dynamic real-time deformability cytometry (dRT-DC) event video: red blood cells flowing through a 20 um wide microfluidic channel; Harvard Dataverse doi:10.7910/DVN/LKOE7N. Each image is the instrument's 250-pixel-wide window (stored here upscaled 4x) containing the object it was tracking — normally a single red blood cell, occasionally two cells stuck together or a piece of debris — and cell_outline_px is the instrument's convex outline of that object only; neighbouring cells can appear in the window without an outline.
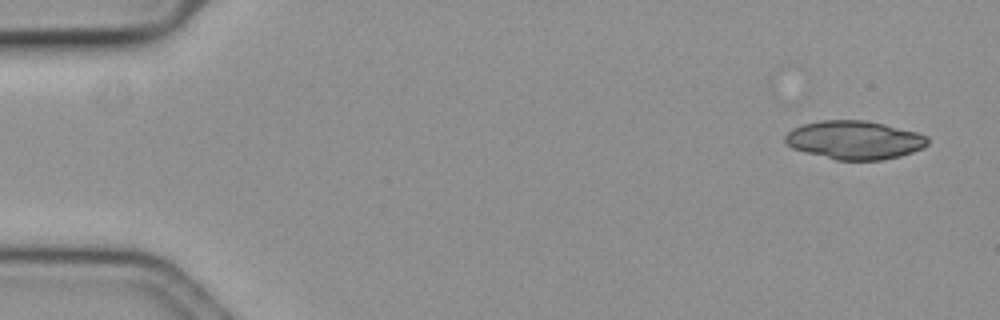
{"species": "common noctule bat (a hibernating species)", "species_latin": "Nyctalus noctula", "temperature_condition": "cold", "stored_images_in_passage": 57, "camera_frame_rate_fps": 3000, "um_per_image_px": 0.085, "animal": {"sex": "female", "body_mass_g": 19.3, "forearm_length_mm": 54.1}, "frame": {"image": 1, "passage_image": 1, "time_ms": 0.0, "image_size_px": [1000, 320], "cell_outline_px": [[928, 144], [924, 148], [900, 156], [880, 160], [836, 160], [804, 152], [792, 148], [784, 144], [784, 136], [792, 128], [804, 124], [820, 120], [864, 120], [884, 124], [916, 132], [928, 136]], "centroid_in_image_um": [72.6, 11.9], "position_along_channel_um": 12.4, "area_um2": 32.14}}
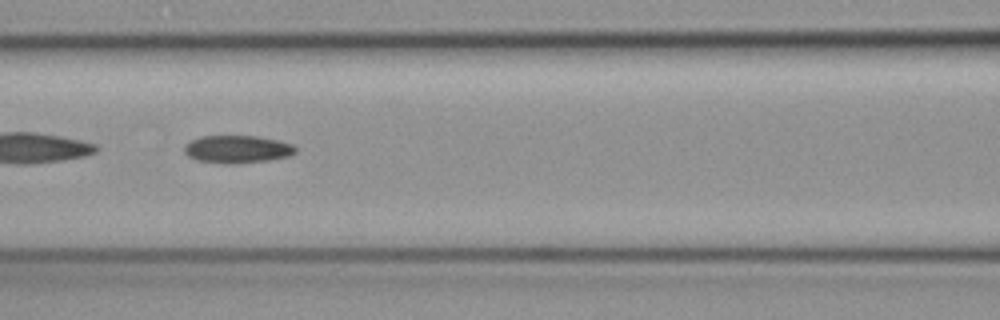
{"frame": {"image": 2, "passage_image": 24, "time_ms": 7.667, "image_size_px": [1000, 320], "cell_outline_px": [[296, 152], [288, 156], [268, 160], [228, 164], [224, 164], [196, 160], [188, 156], [184, 152], [184, 144], [200, 136], [256, 136], [276, 140], [292, 144], [296, 148]], "centroid_in_image_um": [20.12, 12.68], "position_along_channel_um": 146.5, "area_um2": 17.86}}
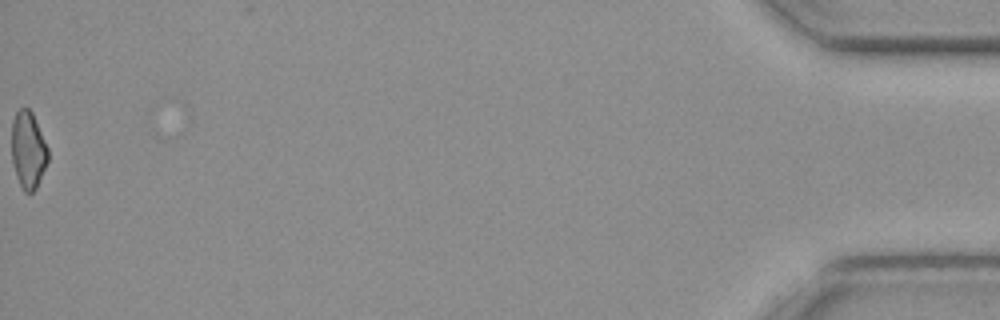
{"frame": {"image": 3, "passage_image": 57, "time_ms": 18.667, "image_size_px": [1000, 320], "cell_outline_px": [[48, 160], [36, 188], [32, 192], [24, 192], [16, 176], [12, 160], [12, 120], [16, 112], [20, 108], [28, 108], [32, 112], [48, 148]], "centroid_in_image_um": [2.38, 12.74], "position_along_channel_um": 432.8, "area_um2": 16.18}, "authors_computed_cell_mechanics": {"area_um2": 17.9758, "velocity_mm_per_s": 3.5746, "shape_relaxation_time_tau1_ms": null, "shape_relaxation_time_tau2_ms": 6.2207, "deformation_change_tau1": null, "deformation_change_tau2": 0.1481}}